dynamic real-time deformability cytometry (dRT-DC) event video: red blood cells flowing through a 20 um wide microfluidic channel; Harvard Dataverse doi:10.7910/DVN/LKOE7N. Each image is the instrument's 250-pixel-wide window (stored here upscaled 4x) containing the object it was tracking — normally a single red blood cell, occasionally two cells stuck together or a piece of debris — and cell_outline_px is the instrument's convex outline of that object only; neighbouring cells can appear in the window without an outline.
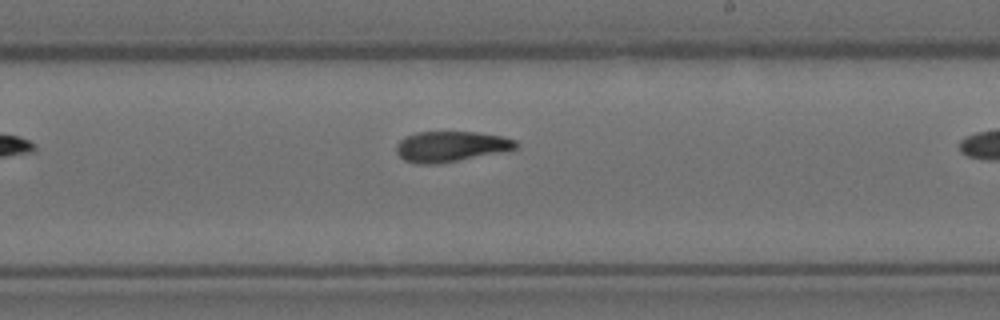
{"species": "Egyptian fruit bat (a non-hibernating species)", "species_latin": "Rousettus aegyptiacus", "temperature_condition": "room temperature", "stored_images_in_passage": 10, "camera_frame_rate_fps": 3000, "um_per_image_px": 0.085, "animal": {"sex": "female"}, "frame": {"image": 1, "passage_image": 10, "time_ms": 3.0, "image_size_px": [1000, 320], "cell_outline_px": [[516, 148], [508, 152], [436, 164], [416, 164], [404, 160], [396, 152], [396, 144], [400, 140], [416, 132], [476, 132], [500, 136], [516, 140]], "centroid_in_image_um": [38.33, 12.46], "position_along_channel_um": 250.7, "area_um2": 21.39}}